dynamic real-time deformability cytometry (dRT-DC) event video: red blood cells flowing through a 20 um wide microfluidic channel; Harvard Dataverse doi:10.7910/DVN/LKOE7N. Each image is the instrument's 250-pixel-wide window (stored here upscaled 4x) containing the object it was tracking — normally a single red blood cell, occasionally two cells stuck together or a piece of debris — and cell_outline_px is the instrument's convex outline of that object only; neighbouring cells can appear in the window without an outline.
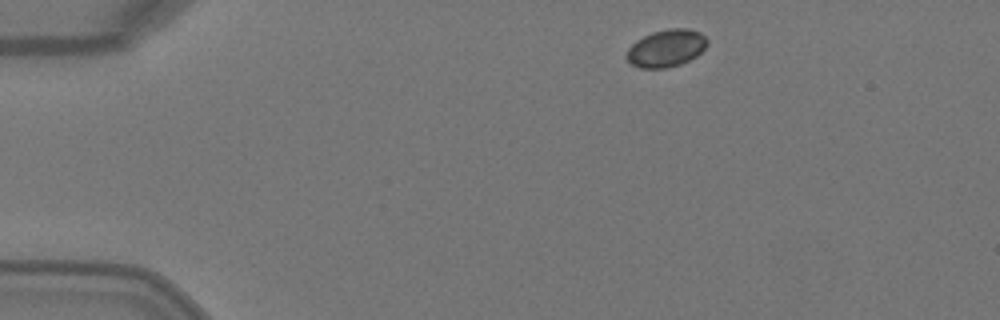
{"species": "Egyptian fruit bat (a non-hibernating species)", "species_latin": "Rousettus aegyptiacus", "temperature_condition": "warm", "stored_images_in_passage": 3, "camera_frame_rate_fps": 3000, "um_per_image_px": 0.085, "animal": {"sex": "female"}, "frame": {"image": 1, "passage_image": 1, "time_ms": 0.0, "image_size_px": [1000, 320], "cell_outline_px": [[708, 44], [696, 56], [680, 64], [664, 68], [640, 68], [632, 64], [624, 56], [628, 48], [636, 40], [652, 32], [668, 28], [688, 28], [700, 32], [708, 40]], "centroid_in_image_um": [56.61, 4.08], "position_along_channel_um": 28.4, "area_um2": 17.57}}
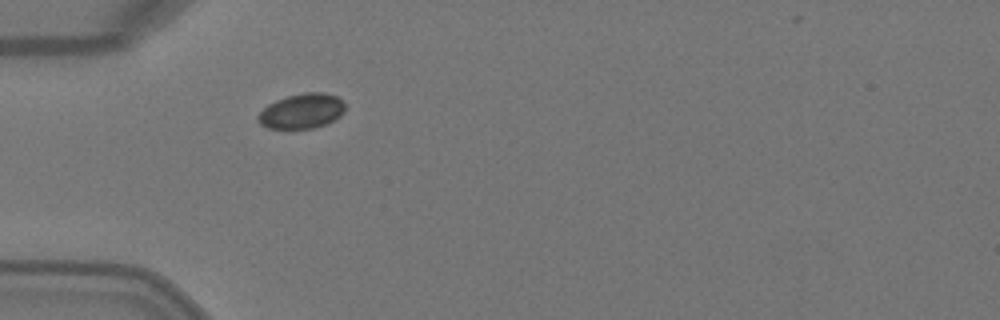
{"frame": {"image": 2, "passage_image": 3, "time_ms": 0.667, "image_size_px": [1000, 320], "cell_outline_px": [[344, 112], [340, 116], [328, 124], [312, 128], [268, 128], [260, 124], [256, 120], [256, 116], [268, 104], [276, 100], [288, 96], [304, 92], [324, 92], [336, 96], [344, 100]], "centroid_in_image_um": [25.66, 9.44], "position_along_channel_um": 59.3, "area_um2": 17.86}}